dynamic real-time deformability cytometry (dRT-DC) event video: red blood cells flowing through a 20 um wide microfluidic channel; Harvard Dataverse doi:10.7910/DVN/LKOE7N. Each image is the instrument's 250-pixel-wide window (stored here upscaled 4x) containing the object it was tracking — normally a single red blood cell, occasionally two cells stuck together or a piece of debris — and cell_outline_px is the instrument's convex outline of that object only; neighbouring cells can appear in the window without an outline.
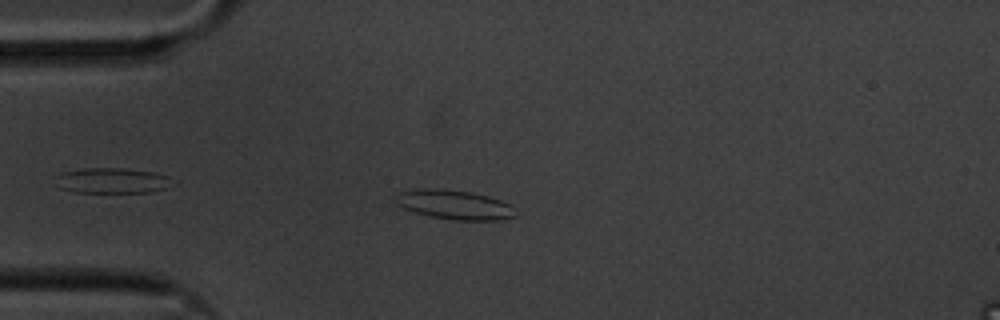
{"species": "common noctule bat (a hibernating species)", "species_latin": "Nyctalus noctula", "temperature_condition": "cold", "stored_images_in_passage": 41, "camera_frame_rate_fps": 3000, "um_per_image_px": 0.085, "animal": {"sex": "male", "body_mass_g": 20.1, "forearm_length_mm": 53.5}, "frame": {"image": 1, "passage_image": 5, "time_ms": 1.333, "image_size_px": [1000, 320], "cell_outline_px": [[516, 216], [500, 220], [452, 220], [432, 216], [416, 212], [404, 208], [396, 204], [392, 200], [396, 192], [424, 188], [436, 188], [472, 192], [488, 196], [512, 204], [516, 208]], "centroid_in_image_um": [38.62, 17.39], "position_along_channel_um": 46.4, "area_um2": 20.81}}
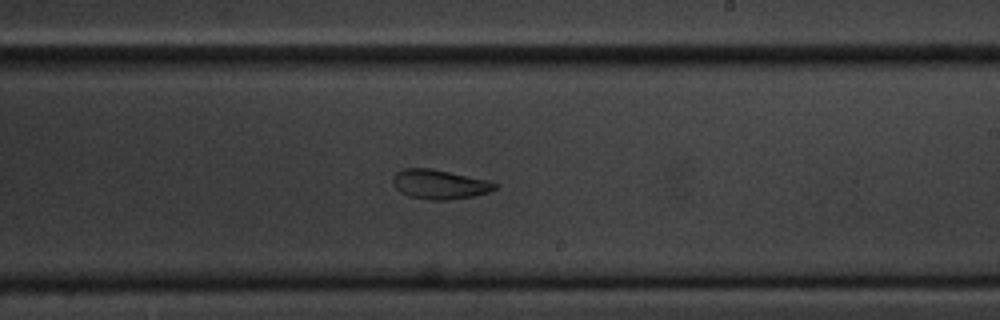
{"frame": {"image": 2, "passage_image": 25, "time_ms": 8.0, "image_size_px": [1000, 320], "cell_outline_px": [[496, 188], [488, 192], [472, 196], [448, 200], [432, 200], [408, 196], [400, 192], [392, 184], [392, 180], [396, 172], [404, 168], [432, 168], [488, 180], [496, 184]], "centroid_in_image_um": [37.32, 15.66], "position_along_channel_um": 251.7, "area_um2": 17.46}}
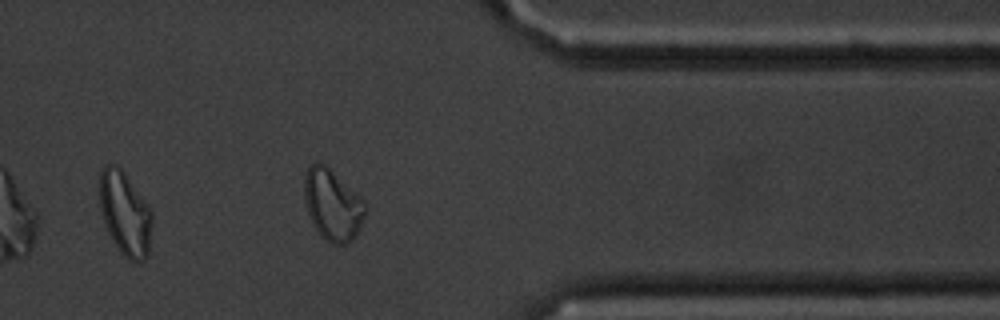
{"frame": {"image": 3, "passage_image": 38, "time_ms": 12.333, "image_size_px": [1000, 320], "cell_outline_px": [[152, 224], [148, 256], [144, 260], [128, 260], [124, 256], [116, 244], [104, 220], [100, 208], [100, 172], [108, 164], [116, 164], [124, 172], [152, 212]], "centroid_in_image_um": [10.65, 18.14], "position_along_channel_um": 400.8, "area_um2": 24.91}, "authors_computed_cell_mechanics": {"area_um2": 18.3804, "velocity_mm_per_s": 3.3087, "shape_relaxation_time_tau1_ms": 10.8651, "shape_relaxation_time_tau2_ms": 2.5331, "deformation_change_tau1": 0.2037, "deformation_change_tau2": 0.0796}}